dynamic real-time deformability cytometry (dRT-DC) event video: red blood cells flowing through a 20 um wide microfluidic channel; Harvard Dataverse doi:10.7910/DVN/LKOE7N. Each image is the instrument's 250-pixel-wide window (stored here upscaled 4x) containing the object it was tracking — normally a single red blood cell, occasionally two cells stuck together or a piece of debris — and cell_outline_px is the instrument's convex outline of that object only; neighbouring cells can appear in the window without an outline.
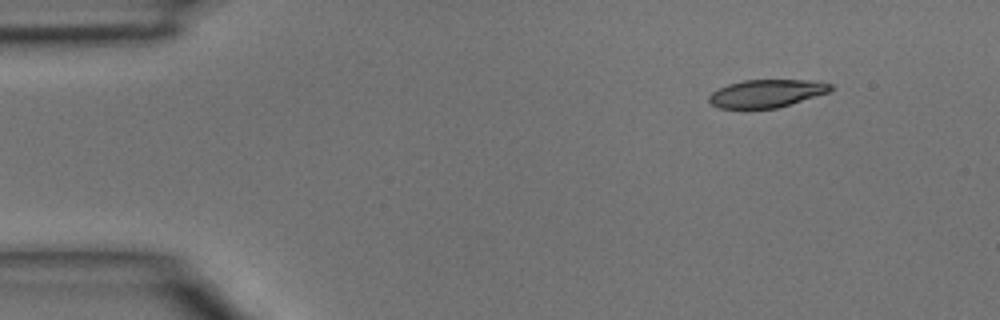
{"species": "common noctule bat (a hibernating species)", "species_latin": "Nyctalus noctula", "temperature_condition": "room temperature", "stored_images_in_passage": 4, "camera_frame_rate_fps": 3000, "um_per_image_px": 0.085, "animal": {"sex": "male", "body_mass_g": 15.6}, "frame": {"image": 1, "passage_image": 2, "time_ms": 0.333, "image_size_px": [1000, 320], "cell_outline_px": [[832, 88], [828, 92], [776, 108], [720, 108], [712, 104], [708, 100], [708, 96], [712, 92], [728, 84], [744, 80], [816, 80], [832, 84]], "centroid_in_image_um": [65.15, 7.93], "position_along_channel_um": 19.9, "area_um2": 19.48}}
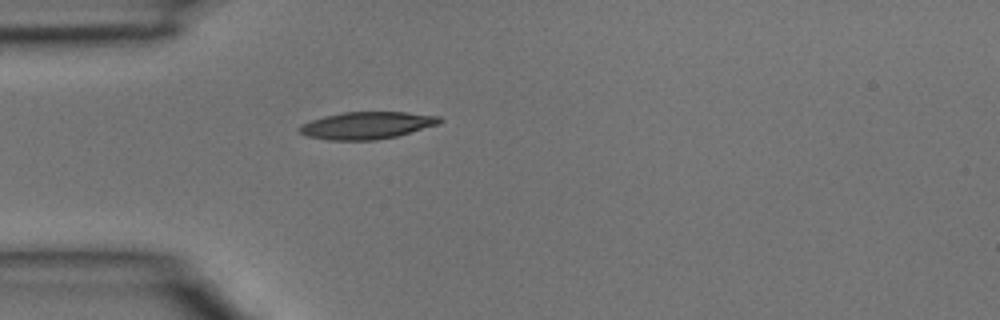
{"frame": {"image": 2, "passage_image": 4, "time_ms": 1.0, "image_size_px": [1000, 320], "cell_outline_px": [[444, 120], [440, 124], [396, 136], [376, 140], [328, 140], [308, 136], [300, 132], [296, 128], [300, 124], [324, 116], [344, 112], [408, 112], [440, 116]], "centroid_in_image_um": [31.2, 10.65], "position_along_channel_um": 53.8, "area_um2": 22.31}}